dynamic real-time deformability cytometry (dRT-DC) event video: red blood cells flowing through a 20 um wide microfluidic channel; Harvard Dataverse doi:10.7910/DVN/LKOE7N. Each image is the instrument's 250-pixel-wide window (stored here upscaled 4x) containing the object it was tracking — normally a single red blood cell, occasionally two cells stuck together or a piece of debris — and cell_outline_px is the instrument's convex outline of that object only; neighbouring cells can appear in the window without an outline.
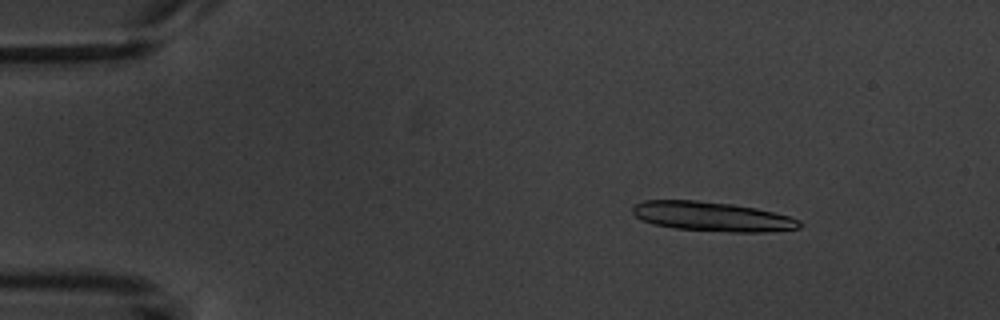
{"species": "common noctule bat (a hibernating species)", "species_latin": "Nyctalus noctula", "temperature_condition": "warm", "stored_images_in_passage": 7, "camera_frame_rate_fps": 3000, "um_per_image_px": 0.085, "animal": {"sex": "male", "body_mass_g": 20.1, "forearm_length_mm": 53.5}, "frame": {"image": 1, "passage_image": 2, "time_ms": 1.0, "image_size_px": [1000, 320], "cell_outline_px": [[804, 224], [800, 228], [764, 232], [728, 232], [672, 228], [652, 224], [636, 216], [632, 212], [632, 204], [644, 200], [696, 200], [732, 204], [756, 208], [788, 216], [800, 220]], "centroid_in_image_um": [60.52, 18.4], "position_along_channel_um": 24.5, "area_um2": 28.78}}
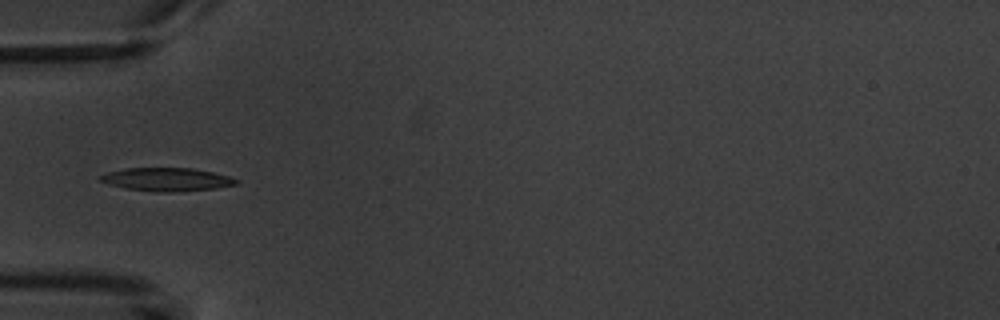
{"frame": {"image": 2, "passage_image": 5, "time_ms": 4.667, "image_size_px": [1000, 320], "cell_outline_px": [[240, 180], [236, 184], [216, 188], [172, 192], [156, 192], [124, 188], [108, 184], [100, 180], [100, 176], [108, 172], [128, 168], [192, 168], [212, 172], [228, 176]], "centroid_in_image_um": [14.18, 15.25], "position_along_channel_um": 70.8, "area_um2": 18.26}}
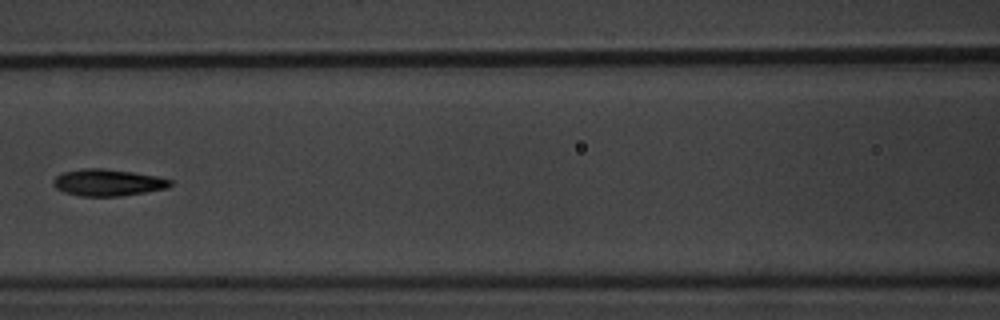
{"frame": {"image": 3, "passage_image": 7, "time_ms": 7.0, "image_size_px": [1000, 320], "cell_outline_px": [[172, 184], [168, 188], [120, 196], [80, 196], [64, 192], [56, 188], [52, 184], [52, 180], [56, 176], [64, 172], [84, 168], [100, 168], [132, 172], [156, 176], [172, 180]], "centroid_in_image_um": [9.14, 15.52], "position_along_channel_um": 157.5, "area_um2": 18.15}}